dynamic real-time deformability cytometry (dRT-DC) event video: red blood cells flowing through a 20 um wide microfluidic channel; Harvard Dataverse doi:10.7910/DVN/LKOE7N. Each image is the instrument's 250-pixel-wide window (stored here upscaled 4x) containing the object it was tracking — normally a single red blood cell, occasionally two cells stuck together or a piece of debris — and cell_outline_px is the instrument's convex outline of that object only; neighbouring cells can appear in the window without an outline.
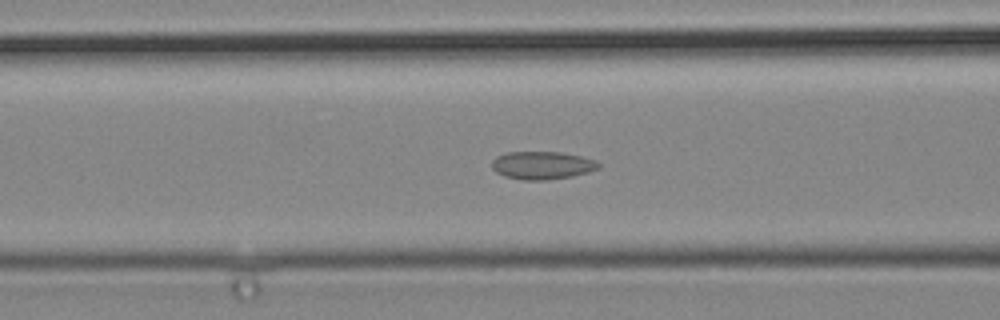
{"species": "common noctule bat (a hibernating species)", "species_latin": "Nyctalus noctula", "temperature_condition": "cold", "stored_images_in_passage": 42, "camera_frame_rate_fps": 3000, "um_per_image_px": 0.085, "animal": {"sex": "male", "body_mass_g": 19.2, "forearm_length_mm": 51.8}, "frame": {"image": 1, "passage_image": 17, "time_ms": 5.333, "image_size_px": [1000, 320], "cell_outline_px": [[600, 168], [588, 172], [572, 176], [544, 180], [524, 180], [504, 176], [496, 172], [492, 168], [492, 160], [496, 156], [508, 152], [560, 152], [580, 156], [596, 160], [600, 164]], "centroid_in_image_um": [46.08, 14.05], "position_along_channel_um": 120.5, "area_um2": 17.34}}
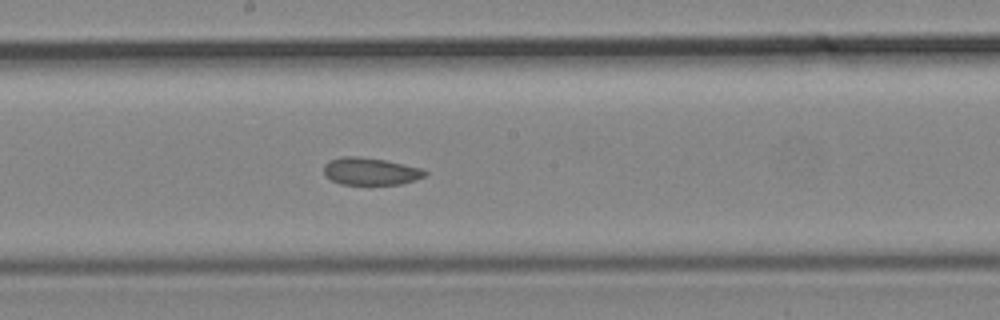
{"frame": {"image": 2, "passage_image": 23, "time_ms": 7.333, "image_size_px": [1000, 320], "cell_outline_px": [[428, 172], [424, 176], [400, 184], [340, 184], [332, 180], [324, 172], [324, 164], [328, 160], [340, 156], [360, 156], [384, 160], [420, 168]], "centroid_in_image_um": [31.44, 14.55], "position_along_channel_um": 216.8, "area_um2": 15.9}}
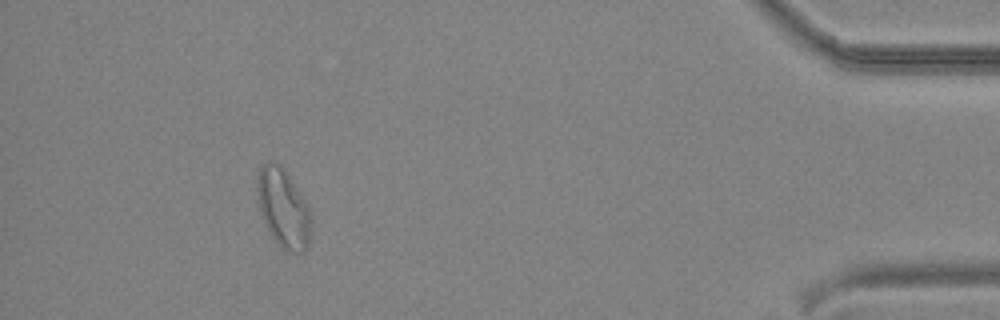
{"frame": {"image": 3, "passage_image": 39, "time_ms": 12.667, "image_size_px": [1000, 320], "cell_outline_px": [[308, 248], [304, 252], [288, 252], [280, 248], [276, 244], [260, 212], [256, 192], [256, 184], [260, 168], [268, 160], [276, 164], [284, 172], [304, 200], [308, 208]], "centroid_in_image_um": [24.02, 17.75], "position_along_channel_um": 411.2, "area_um2": 23.7}}